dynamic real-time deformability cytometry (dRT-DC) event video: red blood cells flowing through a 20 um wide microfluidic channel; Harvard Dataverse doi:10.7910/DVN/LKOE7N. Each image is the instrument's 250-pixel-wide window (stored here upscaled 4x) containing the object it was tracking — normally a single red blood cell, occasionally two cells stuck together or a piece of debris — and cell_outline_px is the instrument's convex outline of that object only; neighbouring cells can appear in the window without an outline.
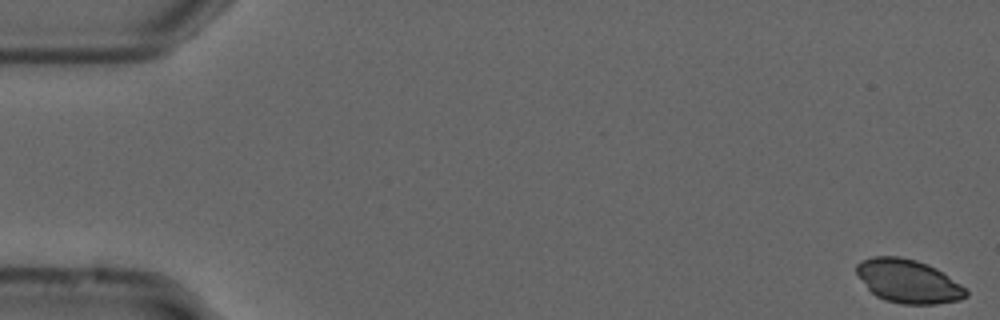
{"species": "common noctule bat (a hibernating species)", "species_latin": "Nyctalus noctula", "temperature_condition": "cold", "stored_images_in_passage": 11, "camera_frame_rate_fps": 3000, "um_per_image_px": 0.085, "animal": {"sex": "male", "forearm_length_mm": 52.5}, "frame": {"image": 1, "passage_image": 1, "time_ms": 0.0, "image_size_px": [1000, 320], "cell_outline_px": [[968, 296], [960, 300], [936, 304], [900, 304], [884, 300], [876, 296], [868, 288], [856, 272], [856, 264], [860, 260], [872, 256], [900, 256], [916, 260], [928, 264], [936, 268], [960, 284], [968, 292]], "centroid_in_image_um": [77.19, 23.9], "position_along_channel_um": 7.8, "area_um2": 27.8}}